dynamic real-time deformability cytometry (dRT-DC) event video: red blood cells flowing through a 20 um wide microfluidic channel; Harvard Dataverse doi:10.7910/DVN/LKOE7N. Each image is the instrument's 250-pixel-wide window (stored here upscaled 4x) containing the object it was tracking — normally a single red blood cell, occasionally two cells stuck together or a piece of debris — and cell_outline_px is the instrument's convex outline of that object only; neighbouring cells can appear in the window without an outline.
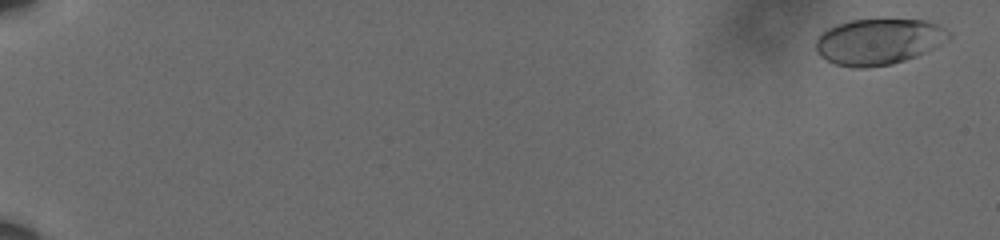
{"species": "human", "species_latin": "Homo sapiens", "temperature_condition": "cold", "stored_images_in_passage": 15, "camera_frame_rate_fps": 3000, "um_per_image_px": 0.085, "donor": {"sex": "male"}, "frame": {"image": 1, "passage_image": 1, "time_ms": 0.0, "image_size_px": [1000, 240], "cell_outline_px": [[952, 36], [948, 40], [916, 56], [892, 64], [868, 68], [852, 68], [836, 64], [820, 56], [816, 52], [816, 40], [828, 28], [836, 24], [852, 20], [924, 20], [936, 24], [952, 32]], "centroid_in_image_um": [74.68, 3.55], "position_along_channel_um": 10.3, "area_um2": 35.49}}
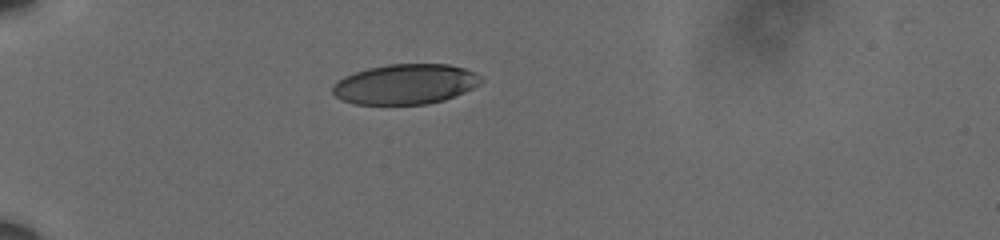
{"frame": {"image": 2, "passage_image": 11, "time_ms": 3.333, "image_size_px": [1000, 240], "cell_outline_px": [[484, 80], [472, 88], [464, 92], [444, 100], [428, 104], [356, 104], [344, 100], [336, 96], [332, 92], [332, 84], [344, 76], [368, 68], [388, 64], [448, 64], [464, 68], [476, 72]], "centroid_in_image_um": [34.46, 7.15], "position_along_channel_um": 50.5, "area_um2": 34.68}}
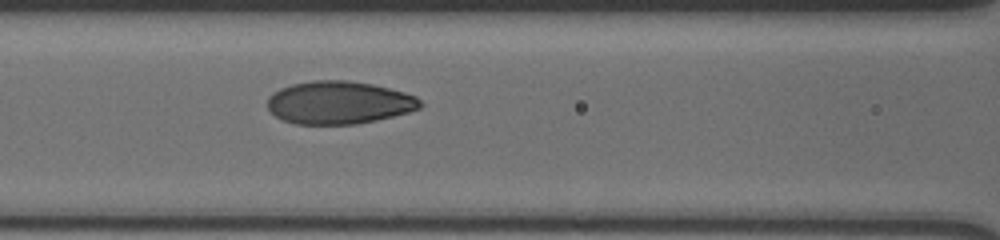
{"frame": {"image": 3, "passage_image": 15, "time_ms": 4.667, "image_size_px": [1000, 240], "cell_outline_px": [[424, 104], [420, 108], [408, 112], [376, 120], [356, 124], [296, 124], [284, 120], [276, 116], [268, 108], [268, 96], [272, 92], [280, 88], [292, 84], [312, 80], [348, 80], [372, 84], [404, 92], [416, 96]], "centroid_in_image_um": [28.81, 8.71], "position_along_channel_um": 137.8, "area_um2": 38.15}}